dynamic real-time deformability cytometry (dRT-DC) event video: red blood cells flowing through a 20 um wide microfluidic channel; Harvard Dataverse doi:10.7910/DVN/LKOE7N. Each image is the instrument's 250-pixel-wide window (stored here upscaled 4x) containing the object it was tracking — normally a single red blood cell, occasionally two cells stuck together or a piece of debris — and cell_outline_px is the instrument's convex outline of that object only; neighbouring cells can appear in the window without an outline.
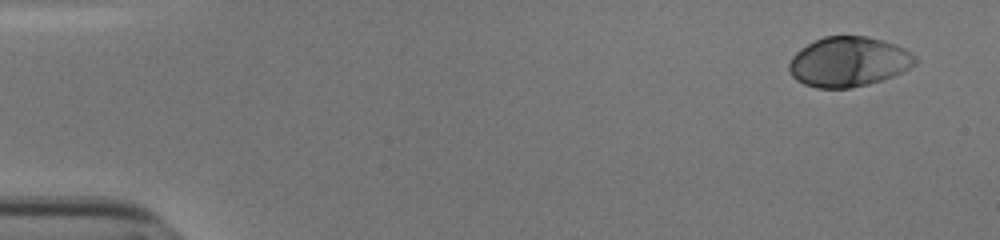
{"species": "human", "species_latin": "Homo sapiens", "temperature_condition": "cold", "stored_images_in_passage": 43, "camera_frame_rate_fps": 3000, "um_per_image_px": 0.085, "donor": {"sex": "male"}, "frame": {"image": 1, "passage_image": 1, "time_ms": 0.0, "image_size_px": [1000, 240], "cell_outline_px": [[916, 64], [904, 72], [868, 84], [848, 88], [816, 88], [804, 84], [796, 80], [788, 72], [788, 64], [792, 56], [800, 48], [824, 36], [868, 36], [884, 40], [896, 44], [904, 48], [916, 56]], "centroid_in_image_um": [72.12, 5.25], "position_along_channel_um": 12.9, "area_um2": 36.88}}
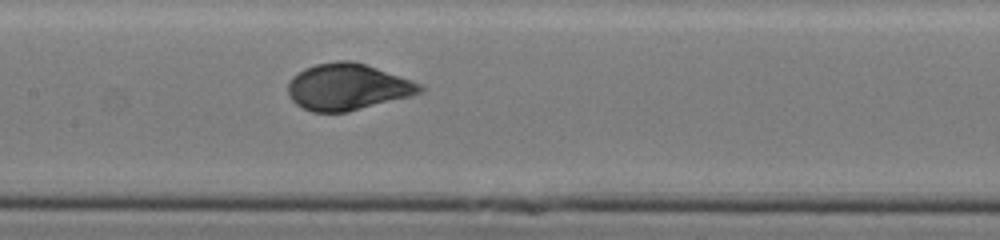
{"frame": {"image": 2, "passage_image": 25, "time_ms": 8.0, "image_size_px": [1000, 240], "cell_outline_px": [[424, 92], [412, 96], [348, 112], [312, 112], [296, 104], [292, 100], [288, 92], [288, 84], [292, 76], [304, 68], [316, 64], [336, 60], [352, 60], [412, 80], [420, 84], [424, 88]], "centroid_in_image_um": [29.55, 7.39], "position_along_channel_um": 177.9, "area_um2": 35.84}}
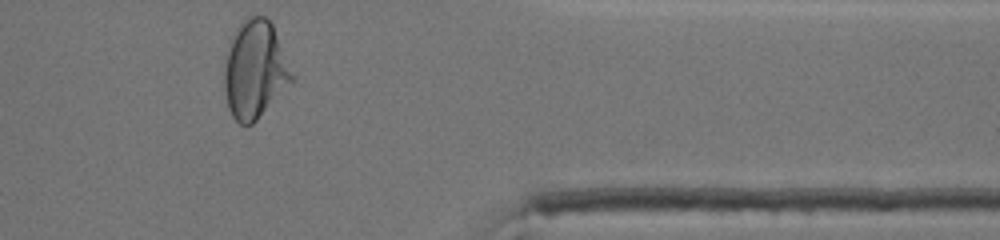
{"frame": {"image": 3, "passage_image": 43, "time_ms": 14.0, "image_size_px": [1000, 240], "cell_outline_px": [[296, 76], [256, 120], [252, 124], [240, 124], [232, 116], [228, 108], [224, 92], [224, 68], [228, 40], [236, 28], [252, 12], [256, 12], [264, 16], [272, 24]], "centroid_in_image_um": [21.65, 5.86], "position_along_channel_um": 389.8, "area_um2": 38.84}, "authors_computed_cell_mechanics": {"area_um2": 35.7782, "velocity_mm_per_s": 3.7963, "shape_relaxation_time_tau1_ms": 3.535, "shape_relaxation_time_tau2_ms": null, "deformation_change_tau1": 0.1857, "deformation_change_tau2": null}}